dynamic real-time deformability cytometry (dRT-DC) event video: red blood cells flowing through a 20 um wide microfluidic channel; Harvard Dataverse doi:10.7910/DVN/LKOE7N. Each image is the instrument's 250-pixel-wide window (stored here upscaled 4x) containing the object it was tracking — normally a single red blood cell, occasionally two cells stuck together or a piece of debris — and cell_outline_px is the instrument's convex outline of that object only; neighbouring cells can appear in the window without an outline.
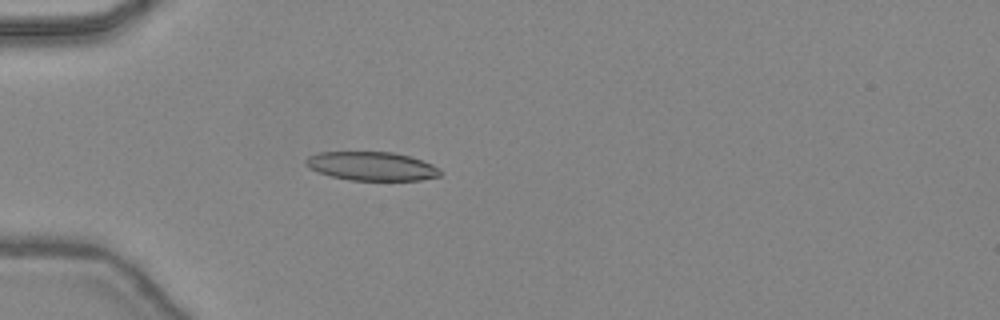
{"species": "common noctule bat (a hibernating species)", "species_latin": "Nyctalus noctula", "temperature_condition": "warm", "stored_images_in_passage": 46, "camera_frame_rate_fps": 3000, "um_per_image_px": 0.085, "animal": {"sex": "female", "body_mass_g": 24.6, "forearm_length_mm": 56.2}, "frame": {"image": 1, "passage_image": 14, "time_ms": 4.333, "image_size_px": [1000, 320], "cell_outline_px": [[444, 172], [440, 176], [420, 180], [348, 180], [332, 176], [308, 168], [304, 164], [304, 160], [308, 156], [316, 152], [392, 152], [408, 156], [432, 164], [440, 168]], "centroid_in_image_um": [31.58, 14.12], "position_along_channel_um": 53.4, "area_um2": 22.6}}
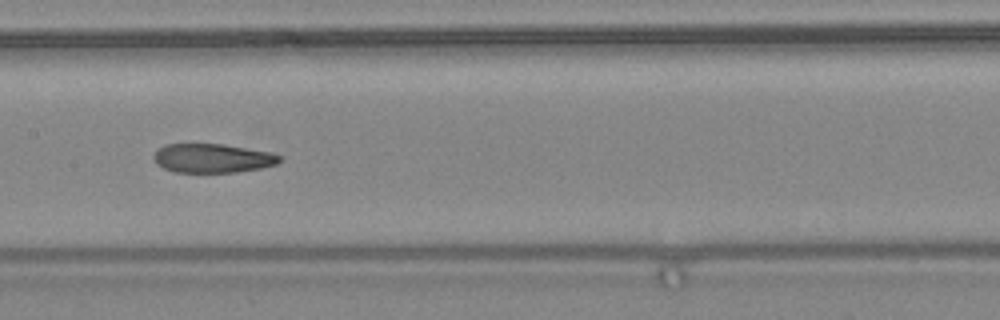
{"frame": {"image": 2, "passage_image": 24, "time_ms": 7.667, "image_size_px": [1000, 320], "cell_outline_px": [[280, 160], [276, 164], [260, 168], [236, 172], [172, 172], [156, 164], [152, 156], [164, 144], [224, 144], [268, 152], [280, 156]], "centroid_in_image_um": [18.01, 13.45], "position_along_channel_um": 189.4, "area_um2": 21.1}}
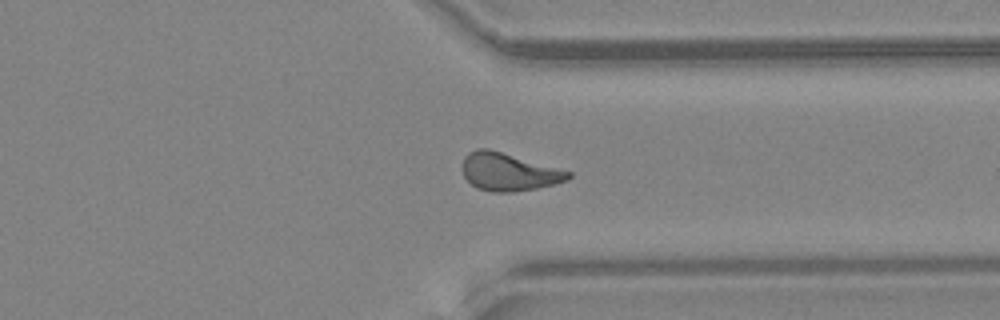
{"frame": {"image": 3, "passage_image": 36, "time_ms": 11.667, "image_size_px": [1000, 320], "cell_outline_px": [[572, 176], [568, 180], [536, 188], [512, 192], [492, 192], [476, 188], [464, 176], [464, 156], [468, 152], [476, 148], [488, 148], [572, 172]], "centroid_in_image_um": [43.23, 14.61], "position_along_channel_um": 368.2, "area_um2": 23.06}, "authors_computed_cell_mechanics": {"area_um2": 22.6576, "velocity_mm_per_s": 4.4862, "shape_relaxation_time_tau1_ms": null, "shape_relaxation_time_tau2_ms": 1.903, "deformation_change_tau1": null, "deformation_change_tau2": 0.099}}